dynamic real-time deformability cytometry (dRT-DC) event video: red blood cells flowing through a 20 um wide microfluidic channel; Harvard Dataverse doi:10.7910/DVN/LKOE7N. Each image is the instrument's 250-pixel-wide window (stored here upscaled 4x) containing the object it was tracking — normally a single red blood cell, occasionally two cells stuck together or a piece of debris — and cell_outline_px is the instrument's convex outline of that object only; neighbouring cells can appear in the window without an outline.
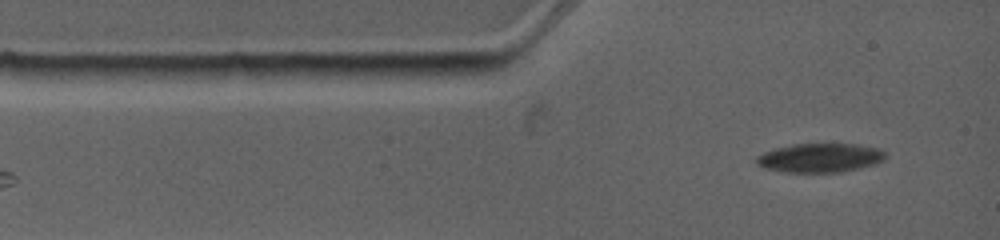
{"species": "common noctule bat (a hibernating species)", "species_latin": "Nyctalus noctula", "temperature_condition": "warm", "stored_images_in_passage": 3, "camera_frame_rate_fps": 4500, "um_per_image_px": 0.085, "animal": {"sex": "female", "body_mass_g": 19.0, "forearm_length_mm": 53.3}, "frame": {"image": 1, "passage_image": 3, "time_ms": 1.778, "image_size_px": [1000, 240], "cell_outline_px": [[884, 160], [872, 164], [840, 172], [784, 172], [768, 168], [756, 164], [756, 156], [764, 152], [776, 148], [792, 144], [856, 144], [876, 148], [884, 152]], "centroid_in_image_um": [69.65, 13.41], "position_along_channel_um": 15.4, "area_um2": 21.39}}